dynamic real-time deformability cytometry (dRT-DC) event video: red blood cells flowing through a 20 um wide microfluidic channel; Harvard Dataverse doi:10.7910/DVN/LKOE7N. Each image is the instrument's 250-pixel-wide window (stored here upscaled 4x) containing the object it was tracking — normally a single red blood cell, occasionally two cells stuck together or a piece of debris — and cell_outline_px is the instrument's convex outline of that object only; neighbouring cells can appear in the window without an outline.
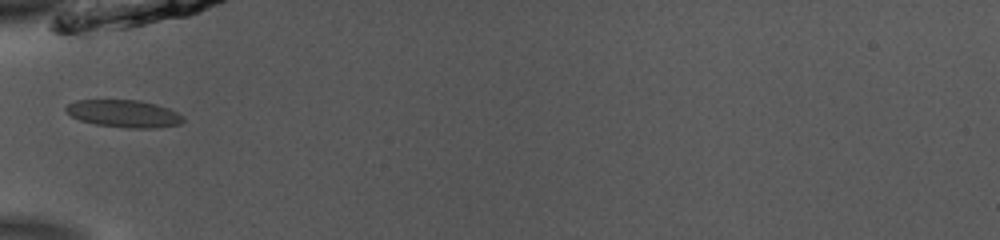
{"species": "common noctule bat (a hibernating species)", "species_latin": "Nyctalus noctula", "temperature_condition": "room temperature", "stored_images_in_passage": 35, "camera_frame_rate_fps": 3000, "um_per_image_px": 0.085, "animal": {"sex": "male", "body_mass_g": 13.0, "forearm_length_mm": 53.1}, "frame": {"image": 1, "passage_image": 1, "time_ms": 0.0, "image_size_px": [1000, 240], "cell_outline_px": [[184, 120], [180, 124], [156, 128], [128, 128], [96, 124], [80, 120], [72, 116], [64, 108], [68, 104], [76, 100], [136, 100], [156, 104], [168, 108], [184, 116]], "centroid_in_image_um": [10.55, 9.66], "position_along_channel_um": 74.4, "area_um2": 18.61}}
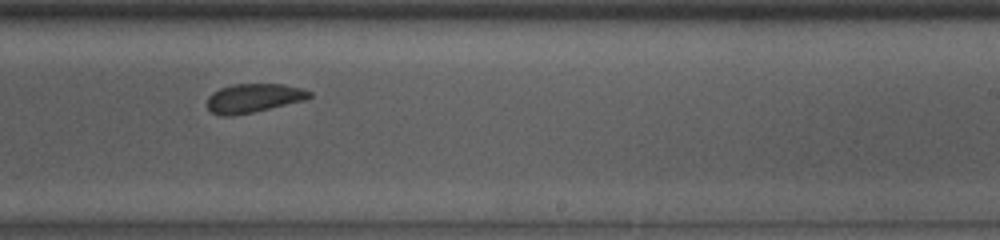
{"frame": {"image": 2, "passage_image": 16, "time_ms": 5.0, "image_size_px": [1000, 240], "cell_outline_px": [[312, 96], [304, 100], [252, 112], [232, 116], [220, 116], [212, 112], [208, 108], [208, 96], [212, 92], [220, 88], [232, 84], [280, 84], [304, 88], [312, 92]], "centroid_in_image_um": [21.54, 8.33], "position_along_channel_um": 267.5, "area_um2": 17.17}}
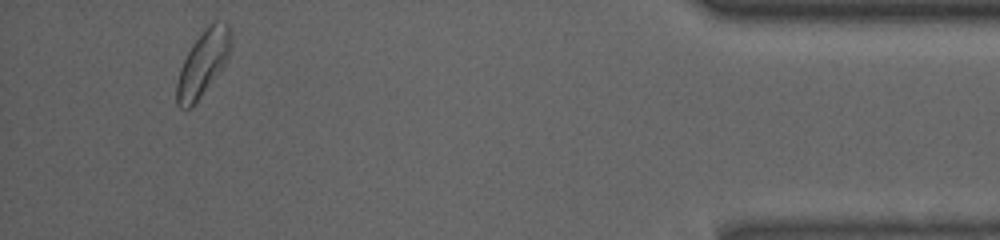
{"frame": {"image": 3, "passage_image": 32, "time_ms": 10.333, "image_size_px": [1000, 240], "cell_outline_px": [[232, 40], [228, 56], [224, 64], [200, 96], [188, 108], [180, 108], [176, 104], [176, 84], [180, 68], [192, 44], [208, 24], [212, 20], [216, 20], [228, 24], [232, 28]], "centroid_in_image_um": [17.26, 5.3], "position_along_channel_um": 417.9, "area_um2": 20.29}, "authors_computed_cell_mechanics": {"area_um2": 18.0336, "velocity_mm_per_s": 3.8423, "shape_relaxation_time_tau1_ms": 2.7798, "shape_relaxation_time_tau2_ms": 1.3922, "deformation_change_tau1": 0.0855, "deformation_change_tau2": 0.0415}}